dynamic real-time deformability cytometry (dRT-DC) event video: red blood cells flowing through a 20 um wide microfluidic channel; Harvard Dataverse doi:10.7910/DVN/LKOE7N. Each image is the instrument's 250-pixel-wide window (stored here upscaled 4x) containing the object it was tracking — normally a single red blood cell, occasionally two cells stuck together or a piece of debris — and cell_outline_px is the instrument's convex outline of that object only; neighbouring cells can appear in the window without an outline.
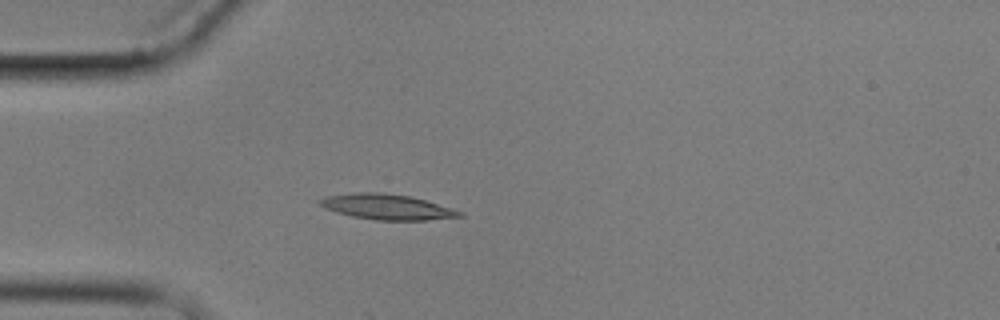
{"species": "common noctule bat (a hibernating species)", "species_latin": "Nyctalus noctula", "temperature_condition": "cold", "stored_images_in_passage": 5, "camera_frame_rate_fps": 3000, "um_per_image_px": 0.085, "animal": {"sex": "male", "body_mass_g": 17.9}, "frame": {"image": 1, "passage_image": 4, "time_ms": 4.333, "image_size_px": [1000, 320], "cell_outline_px": [[464, 216], [424, 220], [376, 220], [352, 216], [336, 212], [324, 208], [316, 200], [324, 196], [356, 192], [380, 192], [408, 196], [424, 200], [452, 208], [464, 212]], "centroid_in_image_um": [32.85, 17.58], "position_along_channel_um": 52.2, "area_um2": 20.63}}